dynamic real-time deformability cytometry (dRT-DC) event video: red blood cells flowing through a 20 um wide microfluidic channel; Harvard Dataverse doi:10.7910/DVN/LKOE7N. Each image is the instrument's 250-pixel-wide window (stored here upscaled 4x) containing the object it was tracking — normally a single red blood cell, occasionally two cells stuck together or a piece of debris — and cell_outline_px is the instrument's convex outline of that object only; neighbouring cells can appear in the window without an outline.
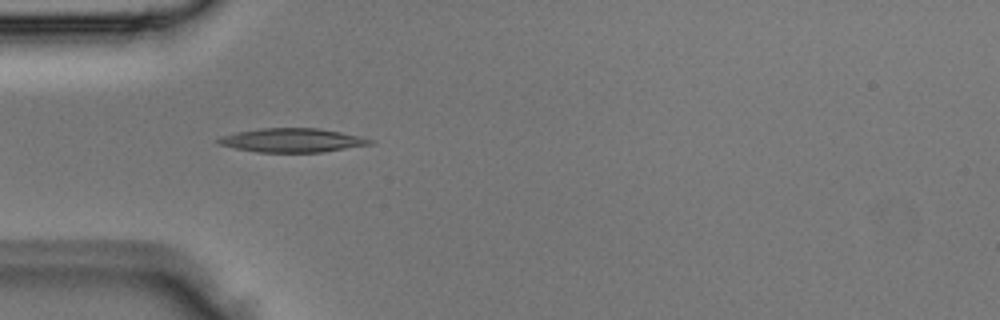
{"species": "Egyptian fruit bat (a non-hibernating species)", "species_latin": "Rousettus aegyptiacus", "temperature_condition": "room temperature", "stored_images_in_passage": 5, "camera_frame_rate_fps": 3000, "um_per_image_px": 0.085, "animal": {"sex": "male"}, "frame": {"image": 1, "passage_image": 4, "time_ms": 1.0, "image_size_px": [1000, 320], "cell_outline_px": [[372, 144], [324, 152], [260, 152], [236, 148], [220, 144], [212, 140], [220, 136], [236, 132], [260, 128], [316, 128], [340, 132], [360, 136], [372, 140]], "centroid_in_image_um": [24.79, 11.92], "position_along_channel_um": 60.2, "area_um2": 21.04}}
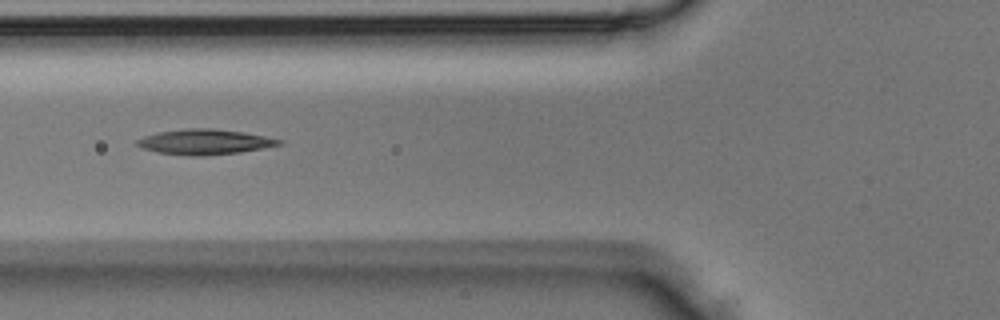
{"frame": {"image": 2, "passage_image": 5, "time_ms": 1.333, "image_size_px": [1000, 320], "cell_outline_px": [[284, 144], [240, 152], [200, 156], [192, 156], [156, 152], [140, 148], [136, 144], [136, 140], [144, 136], [160, 132], [184, 128], [212, 128], [244, 132], [284, 140]], "centroid_in_image_um": [17.39, 12.06], "position_along_channel_um": 108.4, "area_um2": 20.92}}